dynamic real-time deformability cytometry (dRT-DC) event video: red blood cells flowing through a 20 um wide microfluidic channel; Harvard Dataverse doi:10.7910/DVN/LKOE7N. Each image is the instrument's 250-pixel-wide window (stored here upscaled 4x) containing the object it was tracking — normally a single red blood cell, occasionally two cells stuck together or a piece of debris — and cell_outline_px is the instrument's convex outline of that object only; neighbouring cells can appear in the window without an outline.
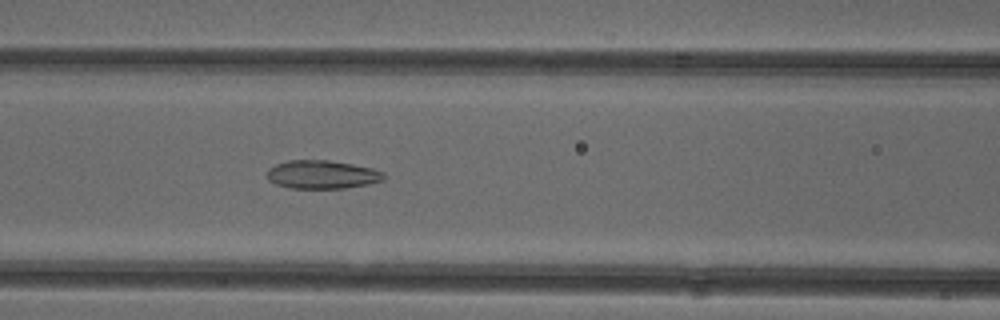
{"species": "common noctule bat (a hibernating species)", "species_latin": "Nyctalus noctula", "temperature_condition": "cold", "stored_images_in_passage": 52, "camera_frame_rate_fps": 3000, "um_per_image_px": 0.085, "animal": {"sex": "female"}, "frame": {"image": 1, "passage_image": 22, "time_ms": 7.0, "image_size_px": [1000, 320], "cell_outline_px": [[384, 180], [368, 184], [344, 188], [292, 188], [276, 184], [268, 180], [268, 168], [276, 164], [288, 160], [328, 160], [352, 164], [372, 168], [384, 172]], "centroid_in_image_um": [27.38, 14.83], "position_along_channel_um": 139.2, "area_um2": 19.25}}
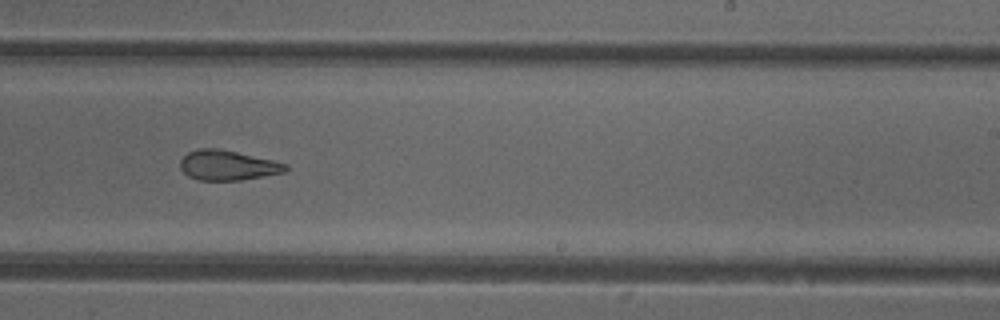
{"frame": {"image": 2, "passage_image": 32, "time_ms": 10.333, "image_size_px": [1000, 320], "cell_outline_px": [[288, 168], [284, 172], [240, 180], [200, 180], [188, 176], [180, 168], [180, 160], [188, 152], [196, 148], [220, 148], [272, 160], [288, 164]], "centroid_in_image_um": [19.32, 14.04], "position_along_channel_um": 269.7, "area_um2": 18.32}}
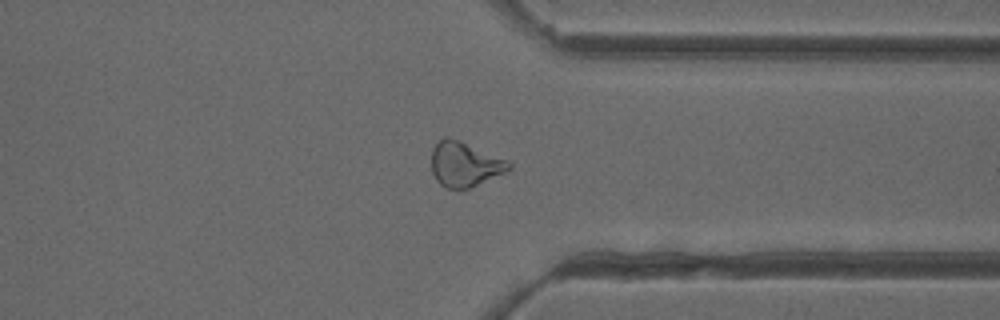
{"frame": {"image": 3, "passage_image": 40, "time_ms": 13.0, "image_size_px": [1000, 320], "cell_outline_px": [[512, 168], [504, 172], [468, 188], [444, 188], [436, 180], [432, 172], [432, 148], [444, 136], [448, 136], [460, 140], [508, 160], [512, 164]], "centroid_in_image_um": [39.48, 13.94], "position_along_channel_um": 371.9, "area_um2": 20.06}, "authors_computed_cell_mechanics": {"area_um2": 21.1548, "velocity_mm_per_s": 3.9207, "shape_relaxation_time_tau1_ms": null, "shape_relaxation_time_tau2_ms": 3.6814, "deformation_change_tau1": null, "deformation_change_tau2": 0.1206}}